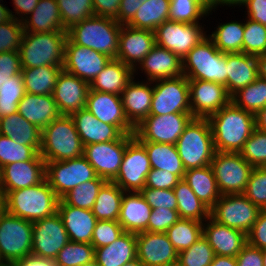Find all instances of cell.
Wrapping results in <instances>:
<instances>
[{"label": "cell", "mask_w": 266, "mask_h": 266, "mask_svg": "<svg viewBox=\"0 0 266 266\" xmlns=\"http://www.w3.org/2000/svg\"><path fill=\"white\" fill-rule=\"evenodd\" d=\"M57 5L66 30L94 16L92 0H57Z\"/></svg>", "instance_id": "cell-47"}, {"label": "cell", "mask_w": 266, "mask_h": 266, "mask_svg": "<svg viewBox=\"0 0 266 266\" xmlns=\"http://www.w3.org/2000/svg\"><path fill=\"white\" fill-rule=\"evenodd\" d=\"M15 4V11L17 14L23 13L24 15L31 14L36 8L39 0H13Z\"/></svg>", "instance_id": "cell-68"}, {"label": "cell", "mask_w": 266, "mask_h": 266, "mask_svg": "<svg viewBox=\"0 0 266 266\" xmlns=\"http://www.w3.org/2000/svg\"><path fill=\"white\" fill-rule=\"evenodd\" d=\"M207 119L218 152L239 153L256 129L255 115L232 101Z\"/></svg>", "instance_id": "cell-1"}, {"label": "cell", "mask_w": 266, "mask_h": 266, "mask_svg": "<svg viewBox=\"0 0 266 266\" xmlns=\"http://www.w3.org/2000/svg\"><path fill=\"white\" fill-rule=\"evenodd\" d=\"M243 53L258 58L266 55V26L251 19L244 23Z\"/></svg>", "instance_id": "cell-52"}, {"label": "cell", "mask_w": 266, "mask_h": 266, "mask_svg": "<svg viewBox=\"0 0 266 266\" xmlns=\"http://www.w3.org/2000/svg\"><path fill=\"white\" fill-rule=\"evenodd\" d=\"M5 211V195L0 189V215Z\"/></svg>", "instance_id": "cell-75"}, {"label": "cell", "mask_w": 266, "mask_h": 266, "mask_svg": "<svg viewBox=\"0 0 266 266\" xmlns=\"http://www.w3.org/2000/svg\"><path fill=\"white\" fill-rule=\"evenodd\" d=\"M134 71L136 70L119 59H110L104 69L89 84V90L121 95L134 79Z\"/></svg>", "instance_id": "cell-33"}, {"label": "cell", "mask_w": 266, "mask_h": 266, "mask_svg": "<svg viewBox=\"0 0 266 266\" xmlns=\"http://www.w3.org/2000/svg\"><path fill=\"white\" fill-rule=\"evenodd\" d=\"M57 213L62 218L70 241L91 244L97 222L92 210L68 205L60 199Z\"/></svg>", "instance_id": "cell-27"}, {"label": "cell", "mask_w": 266, "mask_h": 266, "mask_svg": "<svg viewBox=\"0 0 266 266\" xmlns=\"http://www.w3.org/2000/svg\"><path fill=\"white\" fill-rule=\"evenodd\" d=\"M198 24L165 21L154 30L155 43L183 59L195 45L206 37Z\"/></svg>", "instance_id": "cell-16"}, {"label": "cell", "mask_w": 266, "mask_h": 266, "mask_svg": "<svg viewBox=\"0 0 266 266\" xmlns=\"http://www.w3.org/2000/svg\"><path fill=\"white\" fill-rule=\"evenodd\" d=\"M248 18L266 26V0H247Z\"/></svg>", "instance_id": "cell-66"}, {"label": "cell", "mask_w": 266, "mask_h": 266, "mask_svg": "<svg viewBox=\"0 0 266 266\" xmlns=\"http://www.w3.org/2000/svg\"><path fill=\"white\" fill-rule=\"evenodd\" d=\"M237 266H263L262 250L246 244L236 256Z\"/></svg>", "instance_id": "cell-63"}, {"label": "cell", "mask_w": 266, "mask_h": 266, "mask_svg": "<svg viewBox=\"0 0 266 266\" xmlns=\"http://www.w3.org/2000/svg\"><path fill=\"white\" fill-rule=\"evenodd\" d=\"M83 145L121 139L125 134L117 127L98 120L86 108L70 115Z\"/></svg>", "instance_id": "cell-26"}, {"label": "cell", "mask_w": 266, "mask_h": 266, "mask_svg": "<svg viewBox=\"0 0 266 266\" xmlns=\"http://www.w3.org/2000/svg\"><path fill=\"white\" fill-rule=\"evenodd\" d=\"M182 69L188 80L216 82L227 89L226 53L218 50L211 38L205 37L188 52Z\"/></svg>", "instance_id": "cell-6"}, {"label": "cell", "mask_w": 266, "mask_h": 266, "mask_svg": "<svg viewBox=\"0 0 266 266\" xmlns=\"http://www.w3.org/2000/svg\"><path fill=\"white\" fill-rule=\"evenodd\" d=\"M32 252L37 257L55 259L58 252L70 241L62 218L58 213L32 222Z\"/></svg>", "instance_id": "cell-17"}, {"label": "cell", "mask_w": 266, "mask_h": 266, "mask_svg": "<svg viewBox=\"0 0 266 266\" xmlns=\"http://www.w3.org/2000/svg\"><path fill=\"white\" fill-rule=\"evenodd\" d=\"M150 160L151 168L166 170L183 179L186 169L174 144L141 142Z\"/></svg>", "instance_id": "cell-38"}, {"label": "cell", "mask_w": 266, "mask_h": 266, "mask_svg": "<svg viewBox=\"0 0 266 266\" xmlns=\"http://www.w3.org/2000/svg\"><path fill=\"white\" fill-rule=\"evenodd\" d=\"M260 62V75L266 79V55L259 58Z\"/></svg>", "instance_id": "cell-74"}, {"label": "cell", "mask_w": 266, "mask_h": 266, "mask_svg": "<svg viewBox=\"0 0 266 266\" xmlns=\"http://www.w3.org/2000/svg\"><path fill=\"white\" fill-rule=\"evenodd\" d=\"M92 244L69 241L54 259L57 266H82L94 260Z\"/></svg>", "instance_id": "cell-49"}, {"label": "cell", "mask_w": 266, "mask_h": 266, "mask_svg": "<svg viewBox=\"0 0 266 266\" xmlns=\"http://www.w3.org/2000/svg\"><path fill=\"white\" fill-rule=\"evenodd\" d=\"M40 147L20 145L0 134V170L10 163L31 161L40 152Z\"/></svg>", "instance_id": "cell-48"}, {"label": "cell", "mask_w": 266, "mask_h": 266, "mask_svg": "<svg viewBox=\"0 0 266 266\" xmlns=\"http://www.w3.org/2000/svg\"><path fill=\"white\" fill-rule=\"evenodd\" d=\"M221 195L244 193L253 166L240 153L215 152L210 164Z\"/></svg>", "instance_id": "cell-9"}, {"label": "cell", "mask_w": 266, "mask_h": 266, "mask_svg": "<svg viewBox=\"0 0 266 266\" xmlns=\"http://www.w3.org/2000/svg\"><path fill=\"white\" fill-rule=\"evenodd\" d=\"M133 137L134 134H125L119 140L85 145L83 156L98 177L113 181L119 173L127 143Z\"/></svg>", "instance_id": "cell-15"}, {"label": "cell", "mask_w": 266, "mask_h": 266, "mask_svg": "<svg viewBox=\"0 0 266 266\" xmlns=\"http://www.w3.org/2000/svg\"><path fill=\"white\" fill-rule=\"evenodd\" d=\"M183 180L210 209L221 196L210 165L186 170Z\"/></svg>", "instance_id": "cell-37"}, {"label": "cell", "mask_w": 266, "mask_h": 266, "mask_svg": "<svg viewBox=\"0 0 266 266\" xmlns=\"http://www.w3.org/2000/svg\"><path fill=\"white\" fill-rule=\"evenodd\" d=\"M149 81L183 75L182 59L172 51L155 45L140 63Z\"/></svg>", "instance_id": "cell-29"}, {"label": "cell", "mask_w": 266, "mask_h": 266, "mask_svg": "<svg viewBox=\"0 0 266 266\" xmlns=\"http://www.w3.org/2000/svg\"><path fill=\"white\" fill-rule=\"evenodd\" d=\"M259 211L243 193L221 195L210 209V217L219 224L247 234L257 220Z\"/></svg>", "instance_id": "cell-11"}, {"label": "cell", "mask_w": 266, "mask_h": 266, "mask_svg": "<svg viewBox=\"0 0 266 266\" xmlns=\"http://www.w3.org/2000/svg\"><path fill=\"white\" fill-rule=\"evenodd\" d=\"M33 224L6 211L0 215V260L5 266L32 252Z\"/></svg>", "instance_id": "cell-8"}, {"label": "cell", "mask_w": 266, "mask_h": 266, "mask_svg": "<svg viewBox=\"0 0 266 266\" xmlns=\"http://www.w3.org/2000/svg\"><path fill=\"white\" fill-rule=\"evenodd\" d=\"M121 0H92L94 16L113 18L118 22Z\"/></svg>", "instance_id": "cell-64"}, {"label": "cell", "mask_w": 266, "mask_h": 266, "mask_svg": "<svg viewBox=\"0 0 266 266\" xmlns=\"http://www.w3.org/2000/svg\"><path fill=\"white\" fill-rule=\"evenodd\" d=\"M167 266H180L178 263L172 264V265H167Z\"/></svg>", "instance_id": "cell-79"}, {"label": "cell", "mask_w": 266, "mask_h": 266, "mask_svg": "<svg viewBox=\"0 0 266 266\" xmlns=\"http://www.w3.org/2000/svg\"><path fill=\"white\" fill-rule=\"evenodd\" d=\"M82 266H99V265L97 264L96 260L94 259V260H92V261H90V262H88Z\"/></svg>", "instance_id": "cell-77"}, {"label": "cell", "mask_w": 266, "mask_h": 266, "mask_svg": "<svg viewBox=\"0 0 266 266\" xmlns=\"http://www.w3.org/2000/svg\"><path fill=\"white\" fill-rule=\"evenodd\" d=\"M111 58L91 48L74 44L69 38L65 43L63 70L89 84L104 69Z\"/></svg>", "instance_id": "cell-18"}, {"label": "cell", "mask_w": 266, "mask_h": 266, "mask_svg": "<svg viewBox=\"0 0 266 266\" xmlns=\"http://www.w3.org/2000/svg\"><path fill=\"white\" fill-rule=\"evenodd\" d=\"M46 178V162L38 153L31 161L14 162L0 170V189L6 195L39 184Z\"/></svg>", "instance_id": "cell-20"}, {"label": "cell", "mask_w": 266, "mask_h": 266, "mask_svg": "<svg viewBox=\"0 0 266 266\" xmlns=\"http://www.w3.org/2000/svg\"><path fill=\"white\" fill-rule=\"evenodd\" d=\"M173 190L177 199V211L180 219H193L200 222L203 221V218L209 219L210 208L195 195L183 179Z\"/></svg>", "instance_id": "cell-42"}, {"label": "cell", "mask_w": 266, "mask_h": 266, "mask_svg": "<svg viewBox=\"0 0 266 266\" xmlns=\"http://www.w3.org/2000/svg\"><path fill=\"white\" fill-rule=\"evenodd\" d=\"M18 113L41 130L61 116L53 95L29 93L19 102Z\"/></svg>", "instance_id": "cell-30"}, {"label": "cell", "mask_w": 266, "mask_h": 266, "mask_svg": "<svg viewBox=\"0 0 266 266\" xmlns=\"http://www.w3.org/2000/svg\"><path fill=\"white\" fill-rule=\"evenodd\" d=\"M123 233V227L118 221L97 220L91 244L94 246V249L109 245Z\"/></svg>", "instance_id": "cell-57"}, {"label": "cell", "mask_w": 266, "mask_h": 266, "mask_svg": "<svg viewBox=\"0 0 266 266\" xmlns=\"http://www.w3.org/2000/svg\"><path fill=\"white\" fill-rule=\"evenodd\" d=\"M153 87L133 80L121 94L122 105L128 121L136 127L150 114Z\"/></svg>", "instance_id": "cell-32"}, {"label": "cell", "mask_w": 266, "mask_h": 266, "mask_svg": "<svg viewBox=\"0 0 266 266\" xmlns=\"http://www.w3.org/2000/svg\"><path fill=\"white\" fill-rule=\"evenodd\" d=\"M260 210L266 209V167H254L243 193Z\"/></svg>", "instance_id": "cell-55"}, {"label": "cell", "mask_w": 266, "mask_h": 266, "mask_svg": "<svg viewBox=\"0 0 266 266\" xmlns=\"http://www.w3.org/2000/svg\"><path fill=\"white\" fill-rule=\"evenodd\" d=\"M215 253L208 240L202 235L189 248L178 253L180 266H210Z\"/></svg>", "instance_id": "cell-51"}, {"label": "cell", "mask_w": 266, "mask_h": 266, "mask_svg": "<svg viewBox=\"0 0 266 266\" xmlns=\"http://www.w3.org/2000/svg\"><path fill=\"white\" fill-rule=\"evenodd\" d=\"M89 89L88 82L62 70L52 94L60 114L70 116L84 109Z\"/></svg>", "instance_id": "cell-23"}, {"label": "cell", "mask_w": 266, "mask_h": 266, "mask_svg": "<svg viewBox=\"0 0 266 266\" xmlns=\"http://www.w3.org/2000/svg\"><path fill=\"white\" fill-rule=\"evenodd\" d=\"M12 18L15 17L12 15L10 10L0 4V24L9 22Z\"/></svg>", "instance_id": "cell-71"}, {"label": "cell", "mask_w": 266, "mask_h": 266, "mask_svg": "<svg viewBox=\"0 0 266 266\" xmlns=\"http://www.w3.org/2000/svg\"><path fill=\"white\" fill-rule=\"evenodd\" d=\"M140 193L152 209L160 207L177 210V199L173 189L144 188Z\"/></svg>", "instance_id": "cell-58"}, {"label": "cell", "mask_w": 266, "mask_h": 266, "mask_svg": "<svg viewBox=\"0 0 266 266\" xmlns=\"http://www.w3.org/2000/svg\"><path fill=\"white\" fill-rule=\"evenodd\" d=\"M12 18L9 22L0 24V53L19 52L24 29L22 22Z\"/></svg>", "instance_id": "cell-56"}, {"label": "cell", "mask_w": 266, "mask_h": 266, "mask_svg": "<svg viewBox=\"0 0 266 266\" xmlns=\"http://www.w3.org/2000/svg\"><path fill=\"white\" fill-rule=\"evenodd\" d=\"M9 266H57V264L53 259L37 257L31 254L12 262Z\"/></svg>", "instance_id": "cell-67"}, {"label": "cell", "mask_w": 266, "mask_h": 266, "mask_svg": "<svg viewBox=\"0 0 266 266\" xmlns=\"http://www.w3.org/2000/svg\"><path fill=\"white\" fill-rule=\"evenodd\" d=\"M202 7H204L208 12L215 8L216 0H196Z\"/></svg>", "instance_id": "cell-72"}, {"label": "cell", "mask_w": 266, "mask_h": 266, "mask_svg": "<svg viewBox=\"0 0 266 266\" xmlns=\"http://www.w3.org/2000/svg\"><path fill=\"white\" fill-rule=\"evenodd\" d=\"M123 266H144V265L138 260V258H136L130 262L125 263Z\"/></svg>", "instance_id": "cell-76"}, {"label": "cell", "mask_w": 266, "mask_h": 266, "mask_svg": "<svg viewBox=\"0 0 266 266\" xmlns=\"http://www.w3.org/2000/svg\"><path fill=\"white\" fill-rule=\"evenodd\" d=\"M29 18L30 19H24L22 17L20 19L23 24L24 32H67L61 21L57 0H39Z\"/></svg>", "instance_id": "cell-35"}, {"label": "cell", "mask_w": 266, "mask_h": 266, "mask_svg": "<svg viewBox=\"0 0 266 266\" xmlns=\"http://www.w3.org/2000/svg\"><path fill=\"white\" fill-rule=\"evenodd\" d=\"M63 66H40L22 69L25 92L35 95H52Z\"/></svg>", "instance_id": "cell-39"}, {"label": "cell", "mask_w": 266, "mask_h": 266, "mask_svg": "<svg viewBox=\"0 0 266 266\" xmlns=\"http://www.w3.org/2000/svg\"><path fill=\"white\" fill-rule=\"evenodd\" d=\"M194 117L191 113L149 115L135 127L134 136L140 142L176 144L185 127Z\"/></svg>", "instance_id": "cell-12"}, {"label": "cell", "mask_w": 266, "mask_h": 266, "mask_svg": "<svg viewBox=\"0 0 266 266\" xmlns=\"http://www.w3.org/2000/svg\"><path fill=\"white\" fill-rule=\"evenodd\" d=\"M239 153L253 167H266V132L255 129Z\"/></svg>", "instance_id": "cell-54"}, {"label": "cell", "mask_w": 266, "mask_h": 266, "mask_svg": "<svg viewBox=\"0 0 266 266\" xmlns=\"http://www.w3.org/2000/svg\"><path fill=\"white\" fill-rule=\"evenodd\" d=\"M263 266H266V249L262 250Z\"/></svg>", "instance_id": "cell-78"}, {"label": "cell", "mask_w": 266, "mask_h": 266, "mask_svg": "<svg viewBox=\"0 0 266 266\" xmlns=\"http://www.w3.org/2000/svg\"><path fill=\"white\" fill-rule=\"evenodd\" d=\"M85 108L101 122L117 126L124 134L135 133V127L125 115L121 95L89 90Z\"/></svg>", "instance_id": "cell-22"}, {"label": "cell", "mask_w": 266, "mask_h": 266, "mask_svg": "<svg viewBox=\"0 0 266 266\" xmlns=\"http://www.w3.org/2000/svg\"><path fill=\"white\" fill-rule=\"evenodd\" d=\"M141 0H121L118 11V23L126 25L141 7Z\"/></svg>", "instance_id": "cell-65"}, {"label": "cell", "mask_w": 266, "mask_h": 266, "mask_svg": "<svg viewBox=\"0 0 266 266\" xmlns=\"http://www.w3.org/2000/svg\"><path fill=\"white\" fill-rule=\"evenodd\" d=\"M151 170L145 146L134 136L128 143L119 173L113 182L124 192H140L145 188Z\"/></svg>", "instance_id": "cell-13"}, {"label": "cell", "mask_w": 266, "mask_h": 266, "mask_svg": "<svg viewBox=\"0 0 266 266\" xmlns=\"http://www.w3.org/2000/svg\"><path fill=\"white\" fill-rule=\"evenodd\" d=\"M0 134L20 145L41 146L42 130L18 112L0 118Z\"/></svg>", "instance_id": "cell-36"}, {"label": "cell", "mask_w": 266, "mask_h": 266, "mask_svg": "<svg viewBox=\"0 0 266 266\" xmlns=\"http://www.w3.org/2000/svg\"><path fill=\"white\" fill-rule=\"evenodd\" d=\"M106 182L104 178L87 181L71 189L61 199L68 205L81 209L92 210L96 201L99 189Z\"/></svg>", "instance_id": "cell-46"}, {"label": "cell", "mask_w": 266, "mask_h": 266, "mask_svg": "<svg viewBox=\"0 0 266 266\" xmlns=\"http://www.w3.org/2000/svg\"><path fill=\"white\" fill-rule=\"evenodd\" d=\"M121 26L113 18L93 16L74 24L67 30V35L74 44L116 59Z\"/></svg>", "instance_id": "cell-3"}, {"label": "cell", "mask_w": 266, "mask_h": 266, "mask_svg": "<svg viewBox=\"0 0 266 266\" xmlns=\"http://www.w3.org/2000/svg\"><path fill=\"white\" fill-rule=\"evenodd\" d=\"M169 11L170 0H147L126 25L154 32L158 26L169 20Z\"/></svg>", "instance_id": "cell-40"}, {"label": "cell", "mask_w": 266, "mask_h": 266, "mask_svg": "<svg viewBox=\"0 0 266 266\" xmlns=\"http://www.w3.org/2000/svg\"><path fill=\"white\" fill-rule=\"evenodd\" d=\"M181 179L166 170L151 168L147 174L145 188L173 189Z\"/></svg>", "instance_id": "cell-61"}, {"label": "cell", "mask_w": 266, "mask_h": 266, "mask_svg": "<svg viewBox=\"0 0 266 266\" xmlns=\"http://www.w3.org/2000/svg\"><path fill=\"white\" fill-rule=\"evenodd\" d=\"M188 85L190 109L194 118H208L231 102V96L223 84L188 80Z\"/></svg>", "instance_id": "cell-19"}, {"label": "cell", "mask_w": 266, "mask_h": 266, "mask_svg": "<svg viewBox=\"0 0 266 266\" xmlns=\"http://www.w3.org/2000/svg\"><path fill=\"white\" fill-rule=\"evenodd\" d=\"M84 145L71 116L61 115L42 129L40 155L45 160L63 161L83 155Z\"/></svg>", "instance_id": "cell-4"}, {"label": "cell", "mask_w": 266, "mask_h": 266, "mask_svg": "<svg viewBox=\"0 0 266 266\" xmlns=\"http://www.w3.org/2000/svg\"><path fill=\"white\" fill-rule=\"evenodd\" d=\"M207 227L203 226V236L208 240L215 255L236 257L247 244V234L217 223L209 217Z\"/></svg>", "instance_id": "cell-28"}, {"label": "cell", "mask_w": 266, "mask_h": 266, "mask_svg": "<svg viewBox=\"0 0 266 266\" xmlns=\"http://www.w3.org/2000/svg\"><path fill=\"white\" fill-rule=\"evenodd\" d=\"M67 32H24L19 47L22 69L63 66Z\"/></svg>", "instance_id": "cell-5"}, {"label": "cell", "mask_w": 266, "mask_h": 266, "mask_svg": "<svg viewBox=\"0 0 266 266\" xmlns=\"http://www.w3.org/2000/svg\"><path fill=\"white\" fill-rule=\"evenodd\" d=\"M244 23L229 22L218 26L210 38L222 53H243Z\"/></svg>", "instance_id": "cell-45"}, {"label": "cell", "mask_w": 266, "mask_h": 266, "mask_svg": "<svg viewBox=\"0 0 266 266\" xmlns=\"http://www.w3.org/2000/svg\"><path fill=\"white\" fill-rule=\"evenodd\" d=\"M155 45L154 32L122 25L116 59L136 69L134 63L140 64Z\"/></svg>", "instance_id": "cell-24"}, {"label": "cell", "mask_w": 266, "mask_h": 266, "mask_svg": "<svg viewBox=\"0 0 266 266\" xmlns=\"http://www.w3.org/2000/svg\"><path fill=\"white\" fill-rule=\"evenodd\" d=\"M136 258V233L124 232L111 244L95 248L94 259L99 266H123Z\"/></svg>", "instance_id": "cell-34"}, {"label": "cell", "mask_w": 266, "mask_h": 266, "mask_svg": "<svg viewBox=\"0 0 266 266\" xmlns=\"http://www.w3.org/2000/svg\"><path fill=\"white\" fill-rule=\"evenodd\" d=\"M226 73L227 92L232 97L260 75L259 58L245 53H226Z\"/></svg>", "instance_id": "cell-25"}, {"label": "cell", "mask_w": 266, "mask_h": 266, "mask_svg": "<svg viewBox=\"0 0 266 266\" xmlns=\"http://www.w3.org/2000/svg\"><path fill=\"white\" fill-rule=\"evenodd\" d=\"M256 129L266 132V106L255 114Z\"/></svg>", "instance_id": "cell-70"}, {"label": "cell", "mask_w": 266, "mask_h": 266, "mask_svg": "<svg viewBox=\"0 0 266 266\" xmlns=\"http://www.w3.org/2000/svg\"><path fill=\"white\" fill-rule=\"evenodd\" d=\"M247 0H216V6L218 4H226V5H241V4H244Z\"/></svg>", "instance_id": "cell-73"}, {"label": "cell", "mask_w": 266, "mask_h": 266, "mask_svg": "<svg viewBox=\"0 0 266 266\" xmlns=\"http://www.w3.org/2000/svg\"><path fill=\"white\" fill-rule=\"evenodd\" d=\"M210 266H237L236 257L215 255Z\"/></svg>", "instance_id": "cell-69"}, {"label": "cell", "mask_w": 266, "mask_h": 266, "mask_svg": "<svg viewBox=\"0 0 266 266\" xmlns=\"http://www.w3.org/2000/svg\"><path fill=\"white\" fill-rule=\"evenodd\" d=\"M231 101L255 115L266 106V79L259 75L253 83L236 92Z\"/></svg>", "instance_id": "cell-43"}, {"label": "cell", "mask_w": 266, "mask_h": 266, "mask_svg": "<svg viewBox=\"0 0 266 266\" xmlns=\"http://www.w3.org/2000/svg\"><path fill=\"white\" fill-rule=\"evenodd\" d=\"M247 243L261 250L266 249V209H261L257 220L247 233Z\"/></svg>", "instance_id": "cell-62"}, {"label": "cell", "mask_w": 266, "mask_h": 266, "mask_svg": "<svg viewBox=\"0 0 266 266\" xmlns=\"http://www.w3.org/2000/svg\"><path fill=\"white\" fill-rule=\"evenodd\" d=\"M156 81L159 83L153 86L149 115L191 113L188 79L184 75Z\"/></svg>", "instance_id": "cell-14"}, {"label": "cell", "mask_w": 266, "mask_h": 266, "mask_svg": "<svg viewBox=\"0 0 266 266\" xmlns=\"http://www.w3.org/2000/svg\"><path fill=\"white\" fill-rule=\"evenodd\" d=\"M124 193L113 181H106L99 189L92 208L97 220L118 221Z\"/></svg>", "instance_id": "cell-41"}, {"label": "cell", "mask_w": 266, "mask_h": 266, "mask_svg": "<svg viewBox=\"0 0 266 266\" xmlns=\"http://www.w3.org/2000/svg\"><path fill=\"white\" fill-rule=\"evenodd\" d=\"M97 177L95 169L83 155L63 161L46 162V179L60 199L77 185Z\"/></svg>", "instance_id": "cell-10"}, {"label": "cell", "mask_w": 266, "mask_h": 266, "mask_svg": "<svg viewBox=\"0 0 266 266\" xmlns=\"http://www.w3.org/2000/svg\"><path fill=\"white\" fill-rule=\"evenodd\" d=\"M59 200L45 178L37 185L9 191L5 195V211L34 222L55 215Z\"/></svg>", "instance_id": "cell-2"}, {"label": "cell", "mask_w": 266, "mask_h": 266, "mask_svg": "<svg viewBox=\"0 0 266 266\" xmlns=\"http://www.w3.org/2000/svg\"><path fill=\"white\" fill-rule=\"evenodd\" d=\"M25 93L21 73L12 76L0 90V118L18 112V104Z\"/></svg>", "instance_id": "cell-50"}, {"label": "cell", "mask_w": 266, "mask_h": 266, "mask_svg": "<svg viewBox=\"0 0 266 266\" xmlns=\"http://www.w3.org/2000/svg\"><path fill=\"white\" fill-rule=\"evenodd\" d=\"M136 252L144 266H167L178 262V252L165 233H136Z\"/></svg>", "instance_id": "cell-21"}, {"label": "cell", "mask_w": 266, "mask_h": 266, "mask_svg": "<svg viewBox=\"0 0 266 266\" xmlns=\"http://www.w3.org/2000/svg\"><path fill=\"white\" fill-rule=\"evenodd\" d=\"M0 266H5L3 263H2V261L0 260Z\"/></svg>", "instance_id": "cell-80"}, {"label": "cell", "mask_w": 266, "mask_h": 266, "mask_svg": "<svg viewBox=\"0 0 266 266\" xmlns=\"http://www.w3.org/2000/svg\"><path fill=\"white\" fill-rule=\"evenodd\" d=\"M22 71L19 52L0 53V90L11 77Z\"/></svg>", "instance_id": "cell-60"}, {"label": "cell", "mask_w": 266, "mask_h": 266, "mask_svg": "<svg viewBox=\"0 0 266 266\" xmlns=\"http://www.w3.org/2000/svg\"><path fill=\"white\" fill-rule=\"evenodd\" d=\"M179 219L177 210L160 207L152 209L148 221V231L165 233Z\"/></svg>", "instance_id": "cell-59"}, {"label": "cell", "mask_w": 266, "mask_h": 266, "mask_svg": "<svg viewBox=\"0 0 266 266\" xmlns=\"http://www.w3.org/2000/svg\"><path fill=\"white\" fill-rule=\"evenodd\" d=\"M175 146L186 170L210 165L216 150L208 119L193 118Z\"/></svg>", "instance_id": "cell-7"}, {"label": "cell", "mask_w": 266, "mask_h": 266, "mask_svg": "<svg viewBox=\"0 0 266 266\" xmlns=\"http://www.w3.org/2000/svg\"><path fill=\"white\" fill-rule=\"evenodd\" d=\"M209 13L196 0H170V21L198 23L200 17Z\"/></svg>", "instance_id": "cell-53"}, {"label": "cell", "mask_w": 266, "mask_h": 266, "mask_svg": "<svg viewBox=\"0 0 266 266\" xmlns=\"http://www.w3.org/2000/svg\"><path fill=\"white\" fill-rule=\"evenodd\" d=\"M165 234L179 253L189 248L203 235V223L193 219H179Z\"/></svg>", "instance_id": "cell-44"}, {"label": "cell", "mask_w": 266, "mask_h": 266, "mask_svg": "<svg viewBox=\"0 0 266 266\" xmlns=\"http://www.w3.org/2000/svg\"><path fill=\"white\" fill-rule=\"evenodd\" d=\"M123 195L118 222L124 232L139 233L148 231L151 206L140 192Z\"/></svg>", "instance_id": "cell-31"}]
</instances>
